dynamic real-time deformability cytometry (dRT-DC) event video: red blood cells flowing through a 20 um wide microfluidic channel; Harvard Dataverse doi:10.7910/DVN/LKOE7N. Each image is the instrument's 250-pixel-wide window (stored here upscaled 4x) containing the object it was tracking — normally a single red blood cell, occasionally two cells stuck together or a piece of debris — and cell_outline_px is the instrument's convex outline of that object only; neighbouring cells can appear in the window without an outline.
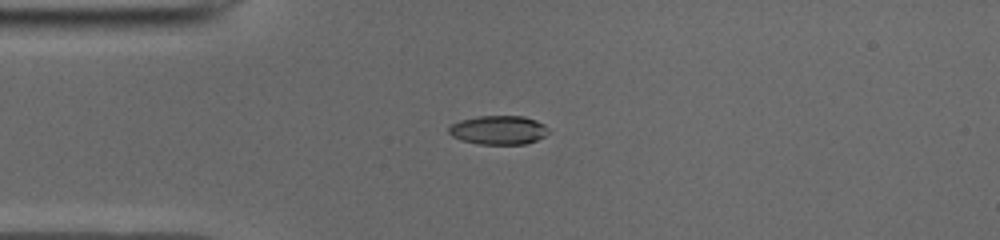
{"species": "common noctule bat (a hibernating species)", "species_latin": "Nyctalus noctula", "temperature_condition": "cold", "stored_images_in_passage": 39, "camera_frame_rate_fps": 3000, "um_per_image_px": 0.085, "animal": {"sex": "male", "body_mass_g": 19.0, "forearm_length_mm": 50.8}, "frame": {"image": 1, "passage_image": 1, "time_ms": 0.0, "image_size_px": [1000, 240], "cell_outline_px": [[548, 132], [544, 136], [536, 140], [524, 144], [480, 144], [460, 140], [452, 136], [448, 132], [448, 128], [452, 124], [460, 120], [480, 116], [524, 116], [536, 120], [544, 124], [548, 128]], "centroid_in_image_um": [42.36, 11.05], "position_along_channel_um": 42.6, "area_um2": 16.76}}
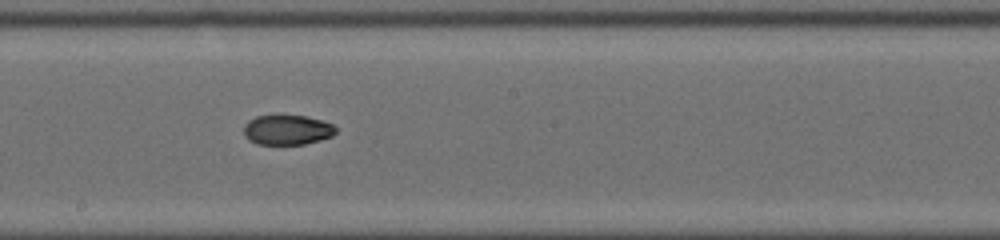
{"frame": {"image": 2, "passage_image": 16, "time_ms": 5.0, "image_size_px": [1000, 240], "cell_outline_px": [[336, 132], [332, 136], [320, 140], [304, 144], [256, 144], [248, 140], [244, 136], [244, 124], [248, 120], [256, 116], [308, 116], [332, 124], [336, 128]], "centroid_in_image_um": [24.39, 11.05], "position_along_channel_um": 223.8, "area_um2": 16.01}}
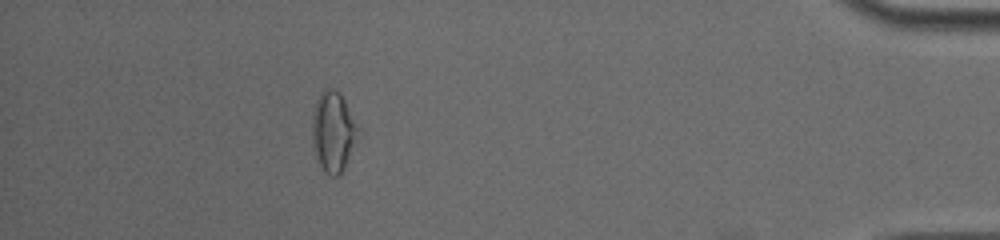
{"frame": {"image": 3, "passage_image": 34, "time_ms": 11.0, "image_size_px": [1000, 240], "cell_outline_px": [[356, 128], [344, 168], [340, 176], [332, 176], [324, 172], [320, 164], [312, 140], [312, 112], [320, 92], [324, 88], [336, 88], [340, 92], [344, 100]], "centroid_in_image_um": [28.23, 11.14], "position_along_channel_um": 407.0, "area_um2": 20.29}, "authors_computed_cell_mechanics": {"area_um2": 17.1088, "velocity_mm_per_s": 3.9643, "shape_relaxation_time_tau1_ms": null, "shape_relaxation_time_tau2_ms": 3.2471, "deformation_change_tau1": null, "deformation_change_tau2": 0.0641}}